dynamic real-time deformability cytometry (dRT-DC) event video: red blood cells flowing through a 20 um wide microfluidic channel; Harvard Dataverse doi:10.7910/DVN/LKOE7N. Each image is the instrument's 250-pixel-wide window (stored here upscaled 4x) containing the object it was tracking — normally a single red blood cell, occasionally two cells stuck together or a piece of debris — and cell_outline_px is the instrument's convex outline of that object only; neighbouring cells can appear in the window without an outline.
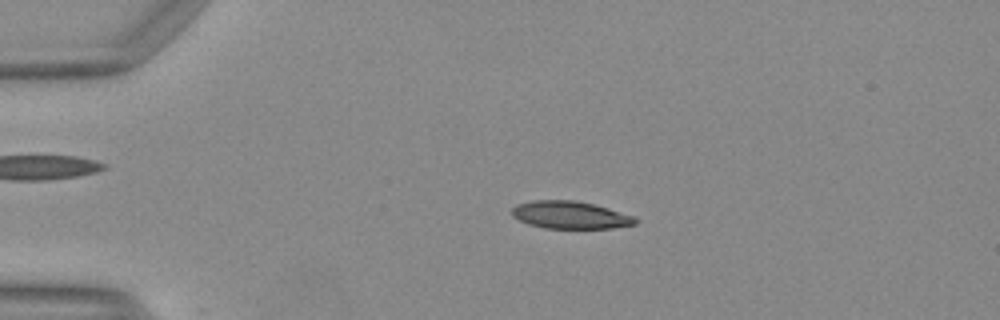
{"species": "Egyptian fruit bat (a non-hibernating species)", "species_latin": "Rousettus aegyptiacus", "temperature_condition": "warm", "stored_images_in_passage": 38, "camera_frame_rate_fps": 3000, "um_per_image_px": 0.085, "animal": {"sex": "female"}, "frame": {"image": 1, "passage_image": 11, "time_ms": 3.333, "image_size_px": [1000, 320], "cell_outline_px": [[636, 224], [612, 228], [544, 228], [528, 224], [512, 216], [512, 208], [516, 204], [532, 200], [576, 200], [608, 208], [632, 216], [636, 220]], "centroid_in_image_um": [48.41, 18.27], "position_along_channel_um": 36.6, "area_um2": 19.65}}
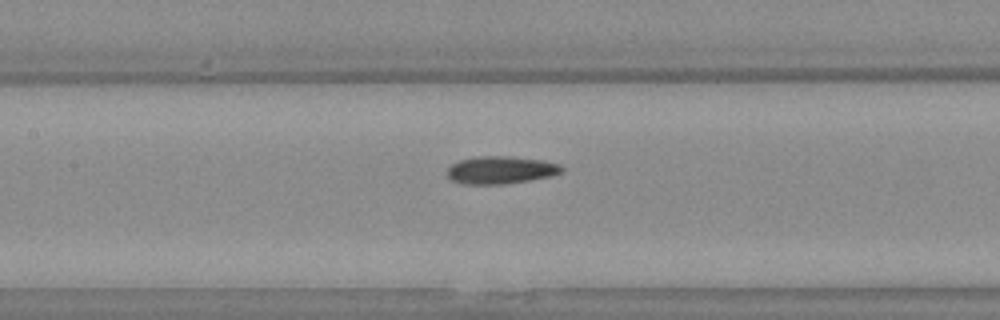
{"frame": {"image": 2, "passage_image": 17, "time_ms": 5.333, "image_size_px": [1000, 320], "cell_outline_px": [[564, 172], [548, 176], [528, 180], [504, 184], [464, 184], [452, 180], [448, 176], [448, 168], [452, 164], [460, 160], [480, 156], [508, 156], [540, 160], [560, 164], [564, 168]], "centroid_in_image_um": [42.57, 14.45], "position_along_channel_um": 164.8, "area_um2": 18.21}}
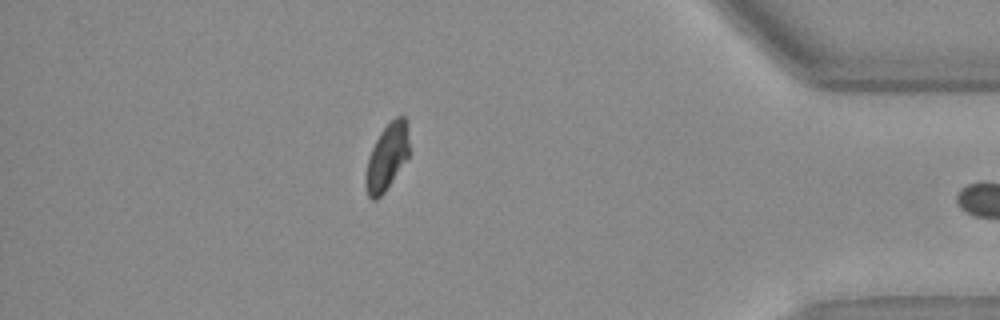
{"frame": {"image": 3, "passage_image": 37, "time_ms": 12.0, "image_size_px": [1000, 320], "cell_outline_px": [[408, 156], [384, 192], [376, 200], [372, 200], [368, 196], [364, 180], [368, 160], [372, 148], [380, 132], [396, 116], [404, 116], [408, 124]], "centroid_in_image_um": [32.88, 13.34], "position_along_channel_um": 402.3, "area_um2": 16.47}}